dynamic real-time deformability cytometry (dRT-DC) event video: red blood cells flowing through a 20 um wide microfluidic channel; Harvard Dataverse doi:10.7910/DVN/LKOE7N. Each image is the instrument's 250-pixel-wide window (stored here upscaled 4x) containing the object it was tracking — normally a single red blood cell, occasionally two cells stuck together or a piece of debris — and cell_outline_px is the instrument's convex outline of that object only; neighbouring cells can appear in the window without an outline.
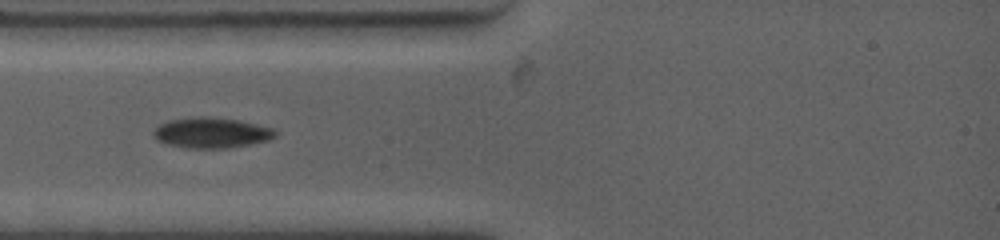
{"species": "common noctule bat (a hibernating species)", "species_latin": "Nyctalus noctula", "temperature_condition": "warm", "stored_images_in_passage": 58, "camera_frame_rate_fps": 4500, "um_per_image_px": 0.085, "animal": {"sex": "female", "body_mass_g": 19.0, "forearm_length_mm": 53.3}, "frame": {"image": 1, "passage_image": 1, "time_ms": 0.0, "image_size_px": [1000, 240], "cell_outline_px": [[276, 136], [268, 140], [228, 148], [188, 148], [168, 144], [156, 140], [152, 132], [160, 124], [168, 120], [200, 116], [208, 116], [240, 120], [272, 128], [276, 132]], "centroid_in_image_um": [17.95, 11.27], "position_along_channel_um": 67.0, "area_um2": 21.56}}
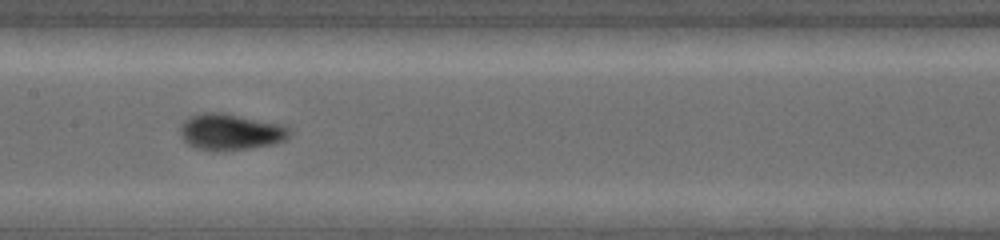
{"frame": {"image": 2, "passage_image": 16, "time_ms": 3.111, "image_size_px": [1000, 240], "cell_outline_px": [[292, 132], [284, 140], [272, 144], [248, 148], [196, 148], [188, 144], [184, 140], [180, 132], [180, 128], [184, 120], [188, 116], [204, 112], [220, 112], [284, 124]], "centroid_in_image_um": [19.6, 11.16], "position_along_channel_um": 187.8, "area_um2": 22.48}}
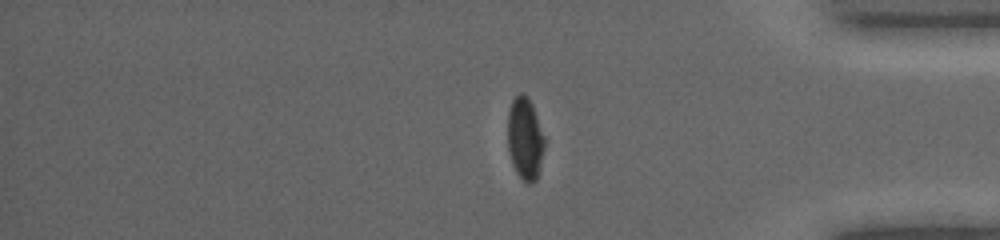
{"frame": {"image": 3, "passage_image": 42, "time_ms": 8.889, "image_size_px": [1000, 240], "cell_outline_px": [[544, 148], [540, 168], [536, 180], [532, 184], [528, 184], [516, 172], [512, 164], [508, 152], [508, 112], [512, 100], [520, 92], [524, 92], [528, 96], [532, 104], [544, 136]], "centroid_in_image_um": [44.62, 11.77], "position_along_channel_um": 390.6, "area_um2": 17.74}}